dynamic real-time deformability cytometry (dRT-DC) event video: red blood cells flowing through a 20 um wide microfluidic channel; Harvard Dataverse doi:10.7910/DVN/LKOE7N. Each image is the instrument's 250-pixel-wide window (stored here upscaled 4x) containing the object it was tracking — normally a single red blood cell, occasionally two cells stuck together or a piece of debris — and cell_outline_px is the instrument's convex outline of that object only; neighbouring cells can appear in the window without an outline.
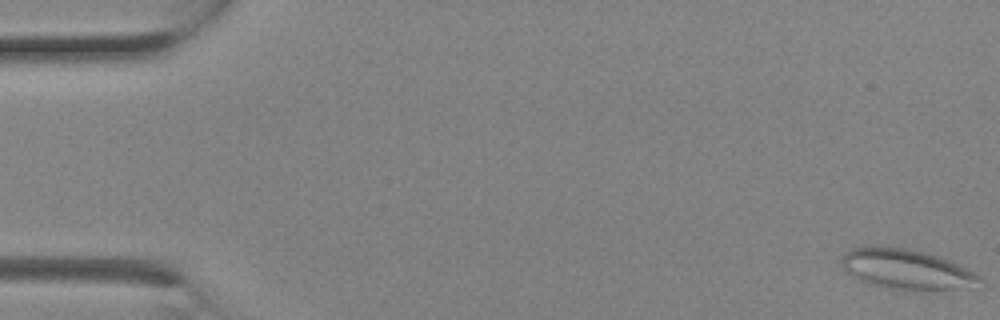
{"species": "Egyptian fruit bat (a non-hibernating species)", "species_latin": "Rousettus aegyptiacus", "temperature_condition": "room temperature", "stored_images_in_passage": 3, "camera_frame_rate_fps": 3000, "um_per_image_px": 0.085, "animal": {"sex": "female"}, "frame": {"image": 1, "passage_image": 1, "time_ms": 0.0, "image_size_px": [1000, 320], "cell_outline_px": [[980, 280], [952, 288], [888, 288], [860, 280], [848, 272], [844, 268], [844, 252], [852, 248], [876, 244], [880, 244], [908, 248], [924, 252], [948, 260], [968, 268], [980, 276]], "centroid_in_image_um": [76.93, 22.79], "position_along_channel_um": 8.1, "area_um2": 30.87}}